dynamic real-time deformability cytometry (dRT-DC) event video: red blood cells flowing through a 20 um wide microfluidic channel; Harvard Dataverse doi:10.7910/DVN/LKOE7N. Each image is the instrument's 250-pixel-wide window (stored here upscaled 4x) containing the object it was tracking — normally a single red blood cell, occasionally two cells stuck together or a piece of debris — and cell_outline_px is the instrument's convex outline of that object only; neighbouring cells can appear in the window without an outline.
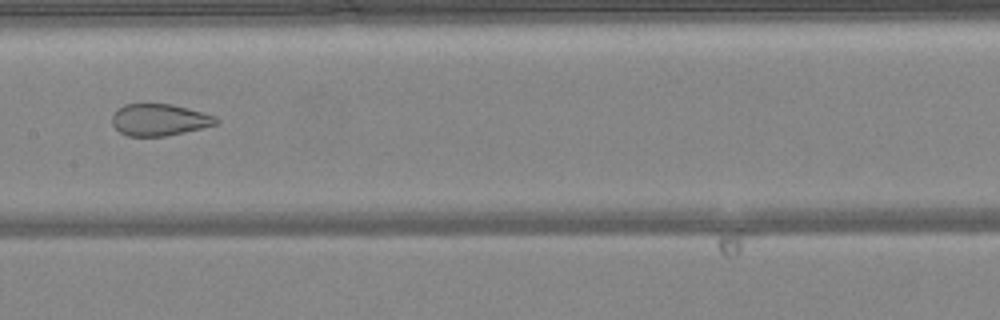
{"species": "common noctule bat (a hibernating species)", "species_latin": "Nyctalus noctula", "temperature_condition": "warm", "stored_images_in_passage": 49, "camera_frame_rate_fps": 3000, "um_per_image_px": 0.085, "animal": {"sex": "female", "body_mass_g": 24.6, "forearm_length_mm": 56.2}, "frame": {"image": 1, "passage_image": 25, "time_ms": 8.0, "image_size_px": [1000, 320], "cell_outline_px": [[220, 120], [216, 124], [184, 132], [164, 136], [128, 136], [120, 132], [112, 124], [112, 116], [116, 108], [124, 104], [172, 104], [188, 108], [216, 116]], "centroid_in_image_um": [13.52, 10.17], "position_along_channel_um": 193.9, "area_um2": 19.25}}
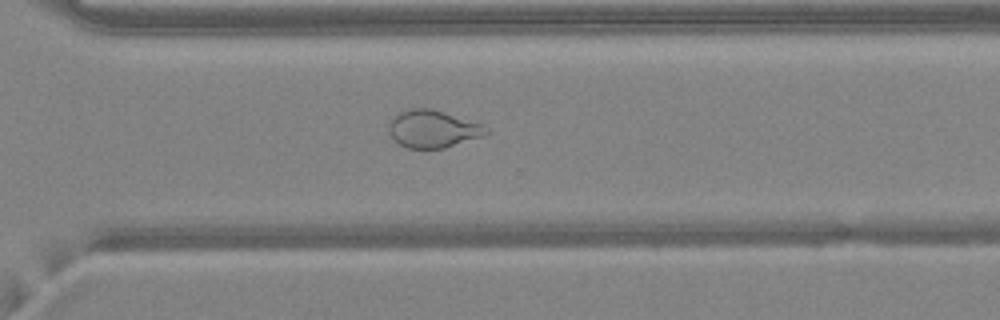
{"frame": {"image": 2, "passage_image": 35, "time_ms": 11.333, "image_size_px": [1000, 320], "cell_outline_px": [[492, 132], [484, 136], [444, 148], [408, 148], [400, 144], [392, 136], [388, 128], [388, 124], [392, 116], [400, 112], [412, 108], [432, 108], [484, 124]], "centroid_in_image_um": [36.84, 10.94], "position_along_channel_um": 333.8, "area_um2": 21.44}}
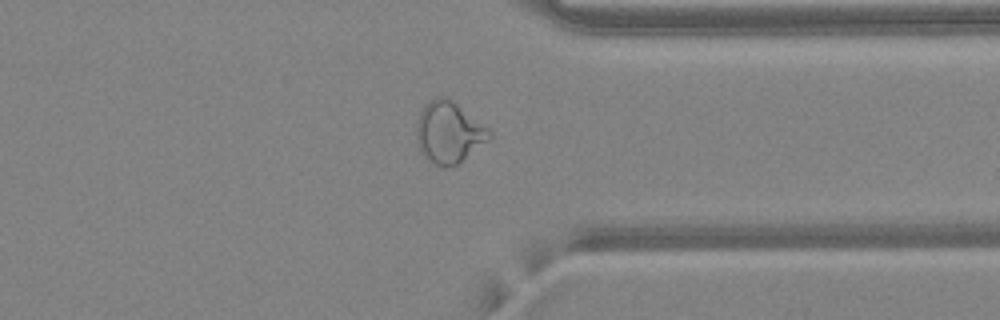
{"frame": {"image": 3, "passage_image": 38, "time_ms": 12.333, "image_size_px": [1000, 320], "cell_outline_px": [[492, 136], [488, 140], [456, 164], [444, 168], [428, 160], [420, 152], [416, 136], [416, 124], [420, 112], [424, 104], [428, 100], [436, 96], [444, 96], [452, 100], [488, 128], [492, 132]], "centroid_in_image_um": [38.11, 11.23], "position_along_channel_um": 373.3, "area_um2": 25.89}, "authors_computed_cell_mechanics": {"area_um2": 27.6284, "velocity_mm_per_s": 4.2231, "shape_relaxation_time_tau1_ms": null, "shape_relaxation_time_tau2_ms": 0.8516, "deformation_change_tau1": null, "deformation_change_tau2": 0.0651}}